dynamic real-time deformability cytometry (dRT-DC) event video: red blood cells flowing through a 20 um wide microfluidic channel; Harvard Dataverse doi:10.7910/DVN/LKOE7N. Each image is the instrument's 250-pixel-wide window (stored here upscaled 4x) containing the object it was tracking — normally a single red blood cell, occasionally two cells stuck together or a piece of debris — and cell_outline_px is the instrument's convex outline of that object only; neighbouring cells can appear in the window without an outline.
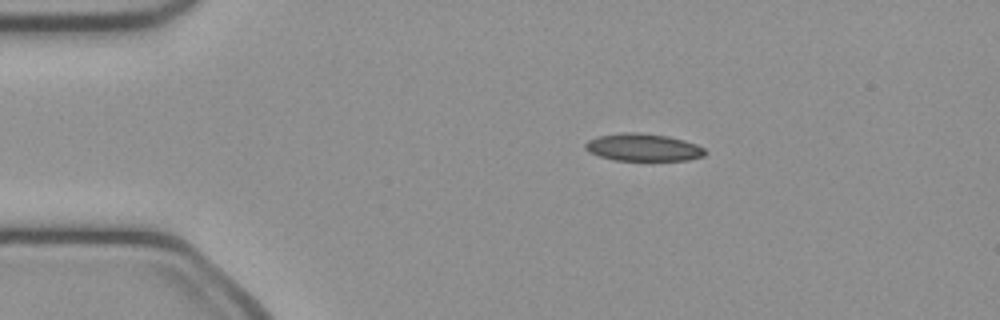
{"species": "common noctule bat (a hibernating species)", "species_latin": "Nyctalus noctula", "temperature_condition": "cold", "stored_images_in_passage": 41, "camera_frame_rate_fps": 3000, "um_per_image_px": 0.085, "animal": {"sex": "female", "body_mass_g": 21.9}, "frame": {"image": 1, "passage_image": 1, "time_ms": 0.0, "image_size_px": [1000, 320], "cell_outline_px": [[704, 156], [688, 160], [616, 160], [600, 156], [588, 152], [584, 148], [584, 144], [588, 140], [596, 136], [624, 132], [640, 132], [668, 136], [684, 140], [696, 144], [704, 148]], "centroid_in_image_um": [54.63, 12.51], "position_along_channel_um": 30.4, "area_um2": 19.19}}
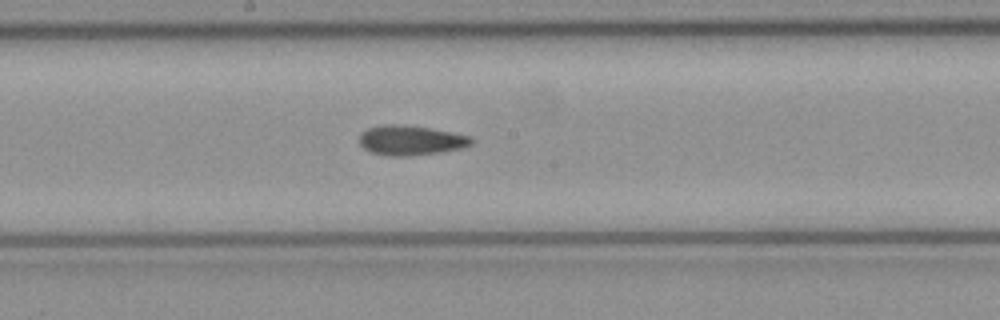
{"frame": {"image": 2, "passage_image": 18, "time_ms": 5.667, "image_size_px": [1000, 320], "cell_outline_px": [[472, 144], [460, 148], [440, 152], [412, 156], [388, 156], [372, 152], [364, 148], [360, 144], [360, 132], [368, 128], [380, 124], [396, 124], [428, 128], [452, 132], [472, 136]], "centroid_in_image_um": [34.89, 11.92], "position_along_channel_um": 213.3, "area_um2": 19.42}}
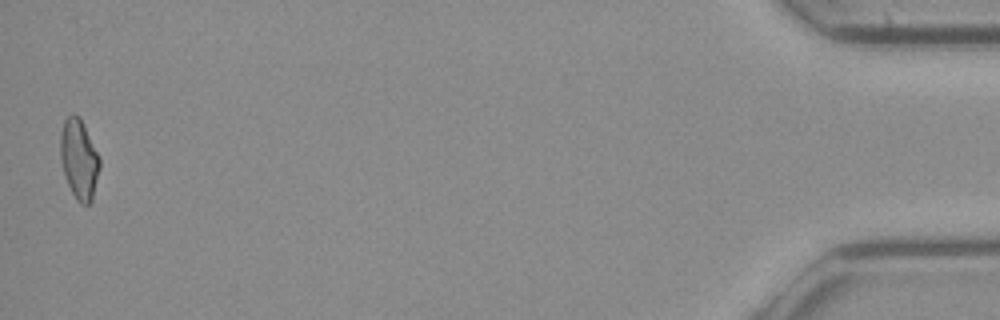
{"frame": {"image": 3, "passage_image": 41, "time_ms": 13.333, "image_size_px": [1000, 320], "cell_outline_px": [[100, 168], [92, 200], [88, 204], [80, 204], [76, 200], [68, 184], [60, 160], [60, 132], [64, 120], [72, 112], [80, 116], [100, 156]], "centroid_in_image_um": [6.72, 13.49], "position_along_channel_um": 428.5, "area_um2": 18.55}, "authors_computed_cell_mechanics": {"area_um2": 18.785, "velocity_mm_per_s": 4.1064, "shape_relaxation_time_tau1_ms": null, "shape_relaxation_time_tau2_ms": 2.8681, "deformation_change_tau1": null, "deformation_change_tau2": 0.1093}}